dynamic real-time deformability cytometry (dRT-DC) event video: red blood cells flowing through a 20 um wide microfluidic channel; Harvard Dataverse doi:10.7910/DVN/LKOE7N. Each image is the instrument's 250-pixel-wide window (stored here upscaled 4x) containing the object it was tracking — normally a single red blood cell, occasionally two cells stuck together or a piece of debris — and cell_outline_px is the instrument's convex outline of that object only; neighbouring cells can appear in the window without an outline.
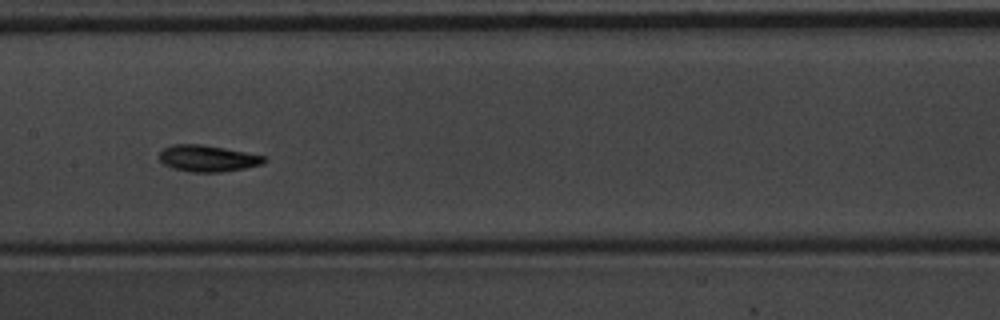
{"species": "common noctule bat (a hibernating species)", "species_latin": "Nyctalus noctula", "temperature_condition": "warm", "stored_images_in_passage": 14, "camera_frame_rate_fps": 3000, "um_per_image_px": 0.085, "animal": {"sex": "male", "body_mass_g": 20.1, "forearm_length_mm": 53.5}, "frame": {"image": 1, "passage_image": 7, "time_ms": 2.0, "image_size_px": [1000, 320], "cell_outline_px": [[268, 160], [264, 164], [244, 168], [220, 172], [192, 172], [172, 168], [164, 164], [160, 160], [160, 152], [164, 148], [172, 144], [200, 144], [224, 148], [264, 156]], "centroid_in_image_um": [17.65, 13.46], "position_along_channel_um": 189.7, "area_um2": 16.07}}
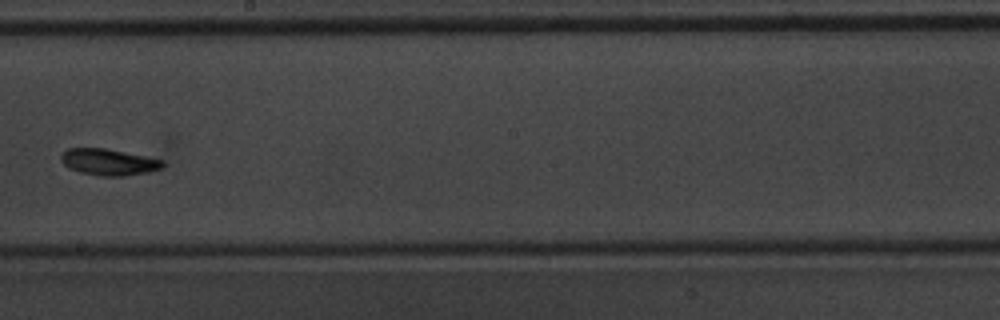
{"frame": {"image": 2, "passage_image": 8, "time_ms": 2.333, "image_size_px": [1000, 320], "cell_outline_px": [[164, 164], [160, 168], [148, 172], [124, 176], [100, 176], [80, 172], [68, 168], [60, 160], [60, 156], [68, 148], [104, 148], [164, 160]], "centroid_in_image_um": [9.21, 13.78], "position_along_channel_um": 239.0, "area_um2": 15.55}}
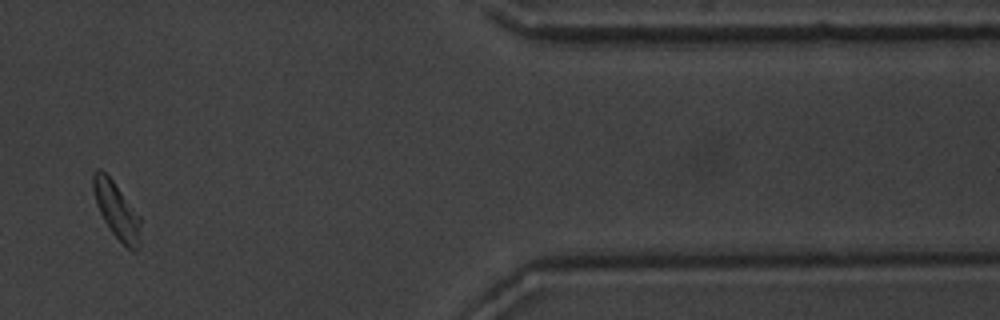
{"frame": {"image": 3, "passage_image": 12, "time_ms": 3.667, "image_size_px": [1000, 320], "cell_outline_px": [[140, 244], [136, 252], [132, 252], [112, 232], [104, 220], [96, 204], [92, 188], [92, 172], [96, 168], [100, 168], [112, 180], [140, 216]], "centroid_in_image_um": [9.9, 17.87], "position_along_channel_um": 401.5, "area_um2": 15.49}}